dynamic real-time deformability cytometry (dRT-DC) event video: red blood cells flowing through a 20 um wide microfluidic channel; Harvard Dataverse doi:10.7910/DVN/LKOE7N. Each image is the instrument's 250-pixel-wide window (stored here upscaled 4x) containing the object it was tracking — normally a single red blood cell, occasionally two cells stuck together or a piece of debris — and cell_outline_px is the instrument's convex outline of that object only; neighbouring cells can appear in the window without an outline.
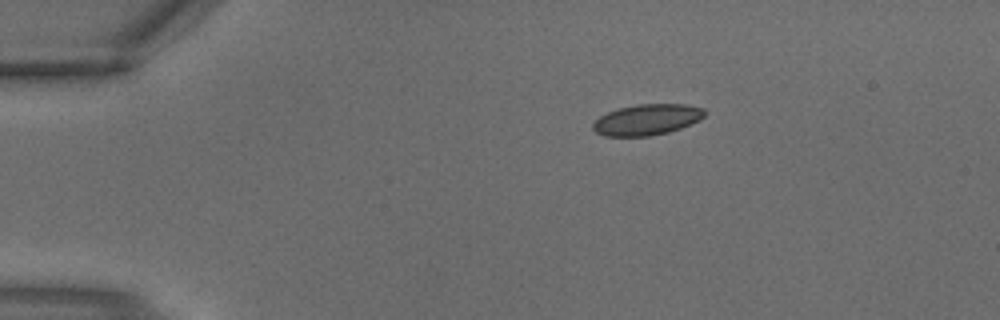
{"species": "common noctule bat (a hibernating species)", "species_latin": "Nyctalus noctula", "temperature_condition": "warm", "stored_images_in_passage": 2, "camera_frame_rate_fps": 3000, "um_per_image_px": 0.085, "animal": {"sex": "male", "body_mass_g": 18.8}, "frame": {"image": 1, "passage_image": 1, "time_ms": 0.0, "image_size_px": [1000, 320], "cell_outline_px": [[708, 112], [700, 120], [680, 128], [668, 132], [648, 136], [604, 136], [596, 132], [592, 128], [592, 124], [600, 116], [616, 108], [636, 104], [684, 104], [704, 108]], "centroid_in_image_um": [55.0, 10.16], "position_along_channel_um": 30.0, "area_um2": 20.23}}